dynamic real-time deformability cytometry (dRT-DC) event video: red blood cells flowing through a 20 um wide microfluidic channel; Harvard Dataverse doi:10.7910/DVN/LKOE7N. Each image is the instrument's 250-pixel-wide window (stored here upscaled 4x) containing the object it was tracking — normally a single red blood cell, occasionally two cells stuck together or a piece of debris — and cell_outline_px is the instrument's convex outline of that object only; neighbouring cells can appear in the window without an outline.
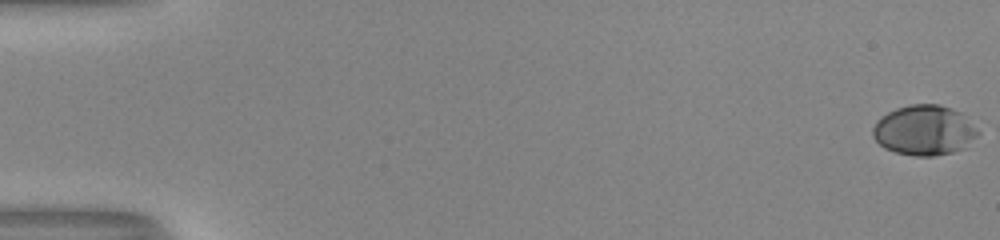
{"species": "human", "species_latin": "Homo sapiens", "temperature_condition": "room temperature", "stored_images_in_passage": 54, "camera_frame_rate_fps": 3000, "um_per_image_px": 0.085, "donor": {"sex": "male"}, "frame": {"image": 1, "passage_image": 1, "time_ms": 0.0, "image_size_px": [1000, 240], "cell_outline_px": [[980, 132], [964, 148], [952, 152], [932, 156], [916, 156], [896, 152], [884, 148], [872, 136], [872, 128], [876, 120], [880, 116], [896, 108], [912, 104], [940, 104], [952, 108], [960, 112]], "centroid_in_image_um": [78.52, 11.06], "position_along_channel_um": 6.5, "area_um2": 30.63}}
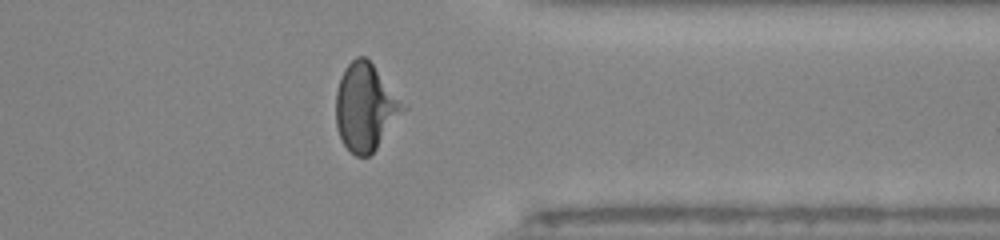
{"frame": {"image": 2, "passage_image": 44, "time_ms": 14.333, "image_size_px": [1000, 240], "cell_outline_px": [[408, 108], [376, 148], [368, 156], [356, 156], [344, 144], [336, 128], [336, 92], [344, 68], [356, 56], [364, 56], [372, 64]], "centroid_in_image_um": [31.06, 9.11], "position_along_channel_um": 380.3, "area_um2": 33.7}}
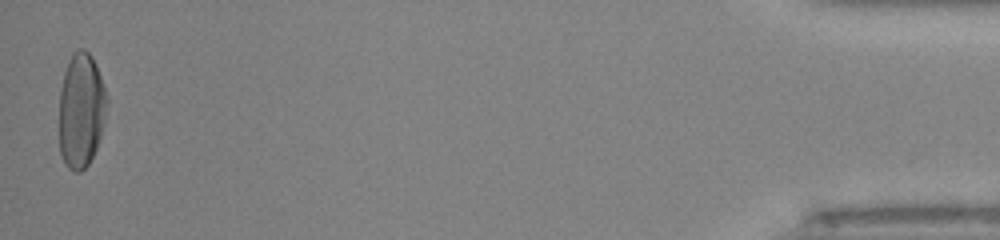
{"frame": {"image": 3, "passage_image": 54, "time_ms": 17.667, "image_size_px": [1000, 240], "cell_outline_px": [[108, 104], [100, 136], [96, 148], [88, 164], [80, 172], [76, 172], [68, 168], [64, 164], [60, 156], [60, 92], [64, 72], [68, 60], [72, 52], [80, 48], [84, 48], [92, 56], [96, 64], [108, 100]], "centroid_in_image_um": [6.89, 9.37], "position_along_channel_um": 428.3, "area_um2": 31.96}, "authors_computed_cell_mechanics": {"area_um2": 31.3854, "velocity_mm_per_s": 4.0227, "shape_relaxation_time_tau1_ms": 4.8175, "shape_relaxation_time_tau2_ms": null, "deformation_change_tau1": 0.2332, "deformation_change_tau2": null}}